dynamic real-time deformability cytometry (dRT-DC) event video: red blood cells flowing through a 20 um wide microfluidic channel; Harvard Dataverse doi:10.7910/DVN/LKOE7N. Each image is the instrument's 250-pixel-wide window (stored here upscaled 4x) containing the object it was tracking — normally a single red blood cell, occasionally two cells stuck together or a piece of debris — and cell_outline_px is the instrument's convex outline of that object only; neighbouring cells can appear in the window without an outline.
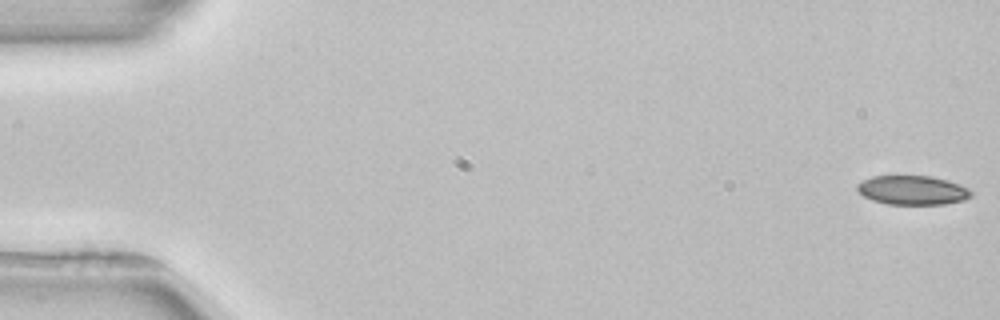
{"species": "common noctule bat (a hibernating species)", "species_latin": "Nyctalus noctula", "temperature_condition": "room temperature", "stored_images_in_passage": 53, "camera_frame_rate_fps": 3000, "um_per_image_px": 0.085, "animal": {"sex": "female", "body_mass_g": 22.7, "forearm_length_mm": 54.2}, "frame": {"image": 1, "passage_image": 1, "time_ms": 0.0, "image_size_px": [1000, 320], "cell_outline_px": [[972, 196], [964, 200], [944, 204], [888, 204], [872, 200], [864, 196], [856, 188], [856, 184], [872, 176], [932, 176], [948, 180], [960, 184], [968, 188], [972, 192]], "centroid_in_image_um": [77.58, 16.16], "position_along_channel_um": 7.4, "area_um2": 19.36}}
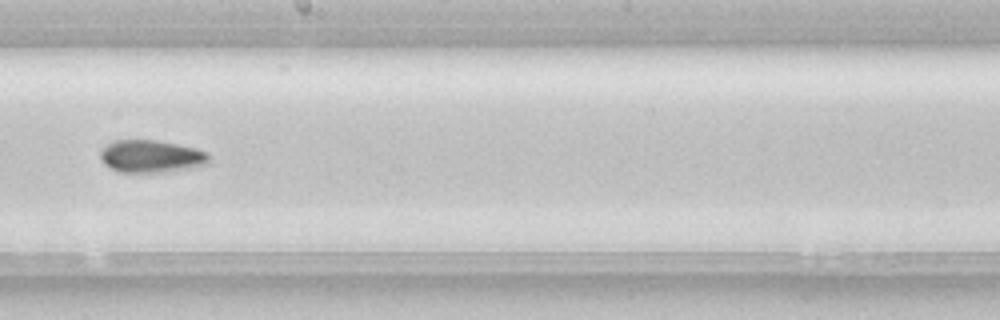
{"frame": {"image": 2, "passage_image": 30, "time_ms": 9.667, "image_size_px": [1000, 320], "cell_outline_px": [[208, 164], [172, 172], [116, 172], [104, 164], [100, 160], [100, 152], [112, 140], [156, 140], [196, 148], [208, 152]], "centroid_in_image_um": [12.84, 13.3], "position_along_channel_um": 235.4, "area_um2": 20.75}}
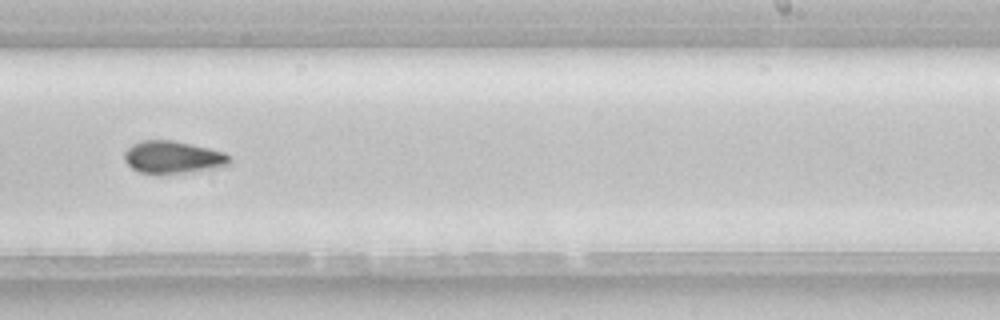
{"frame": {"image": 3, "passage_image": 33, "time_ms": 10.667, "image_size_px": [1000, 320], "cell_outline_px": [[232, 160], [228, 164], [192, 172], [160, 176], [140, 172], [132, 168], [124, 160], [124, 152], [132, 144], [140, 140], [172, 140], [192, 144], [224, 152], [232, 156]], "centroid_in_image_um": [14.66, 13.38], "position_along_channel_um": 274.3, "area_um2": 20.29}}